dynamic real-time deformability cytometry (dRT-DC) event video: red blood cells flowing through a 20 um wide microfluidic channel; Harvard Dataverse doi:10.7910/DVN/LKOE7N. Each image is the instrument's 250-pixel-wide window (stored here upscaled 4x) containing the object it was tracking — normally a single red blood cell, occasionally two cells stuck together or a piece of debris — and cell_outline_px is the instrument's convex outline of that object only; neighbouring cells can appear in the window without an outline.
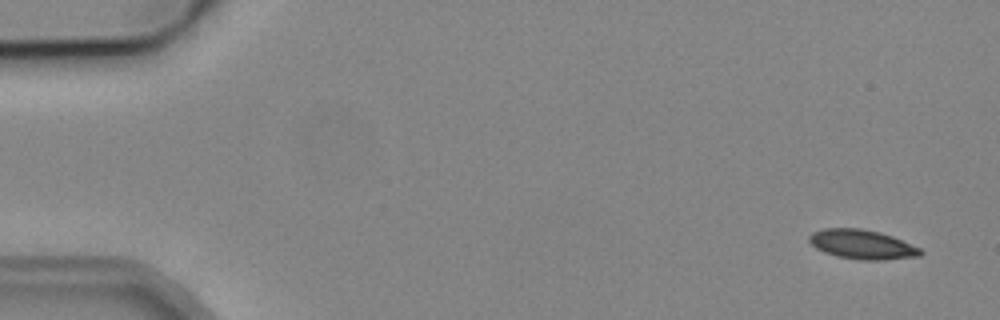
{"species": "common noctule bat (a hibernating species)", "species_latin": "Nyctalus noctula", "temperature_condition": "cold", "stored_images_in_passage": 6, "camera_frame_rate_fps": 3000, "um_per_image_px": 0.085, "animal": {"sex": "male", "body_mass_g": 19.2, "forearm_length_mm": 51.8}, "frame": {"image": 1, "passage_image": 1, "time_ms": 0.0, "image_size_px": [1000, 320], "cell_outline_px": [[924, 252], [920, 256], [884, 260], [860, 260], [836, 256], [824, 252], [816, 248], [808, 240], [808, 236], [812, 232], [824, 228], [860, 228], [880, 232], [892, 236], [920, 248]], "centroid_in_image_um": [73.27, 20.78], "position_along_channel_um": 11.7, "area_um2": 19.13}}
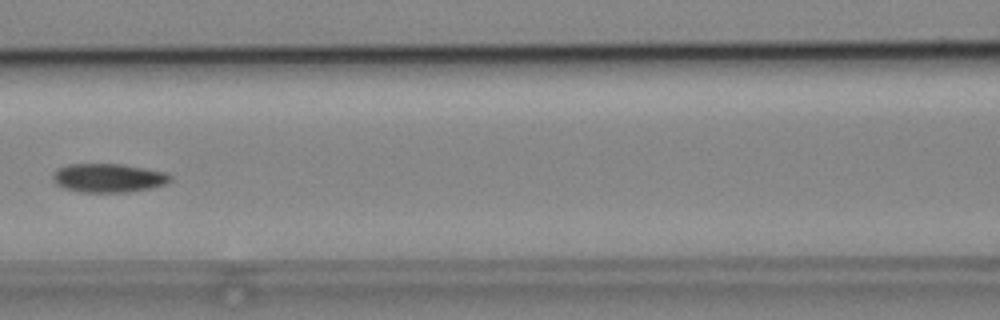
{"frame": {"image": 2, "passage_image": 5, "time_ms": 7.333, "image_size_px": [1000, 320], "cell_outline_px": [[172, 180], [164, 184], [148, 188], [124, 192], [84, 192], [64, 188], [56, 184], [52, 176], [56, 168], [68, 164], [124, 164], [164, 172], [172, 176]], "centroid_in_image_um": [9.18, 15.11], "position_along_channel_um": 157.4, "area_um2": 19.54}}
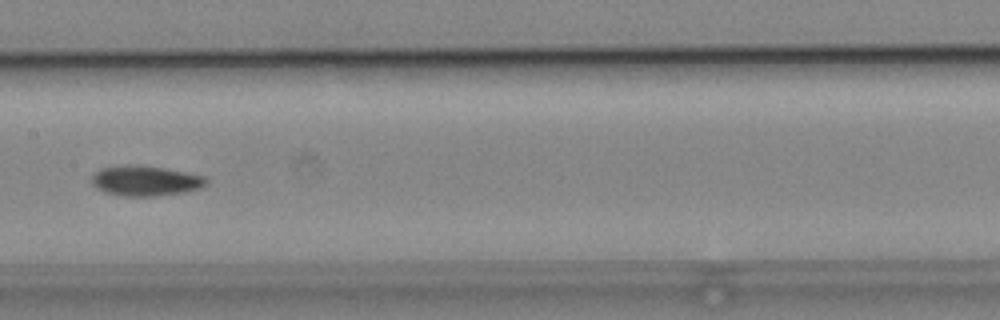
{"frame": {"image": 3, "passage_image": 6, "time_ms": 8.333, "image_size_px": [1000, 320], "cell_outline_px": [[208, 180], [200, 188], [184, 192], [156, 196], [124, 196], [104, 192], [96, 188], [92, 184], [92, 176], [100, 168], [128, 164], [132, 164], [164, 168], [204, 176]], "centroid_in_image_um": [12.32, 15.36], "position_along_channel_um": 195.1, "area_um2": 20.06}}